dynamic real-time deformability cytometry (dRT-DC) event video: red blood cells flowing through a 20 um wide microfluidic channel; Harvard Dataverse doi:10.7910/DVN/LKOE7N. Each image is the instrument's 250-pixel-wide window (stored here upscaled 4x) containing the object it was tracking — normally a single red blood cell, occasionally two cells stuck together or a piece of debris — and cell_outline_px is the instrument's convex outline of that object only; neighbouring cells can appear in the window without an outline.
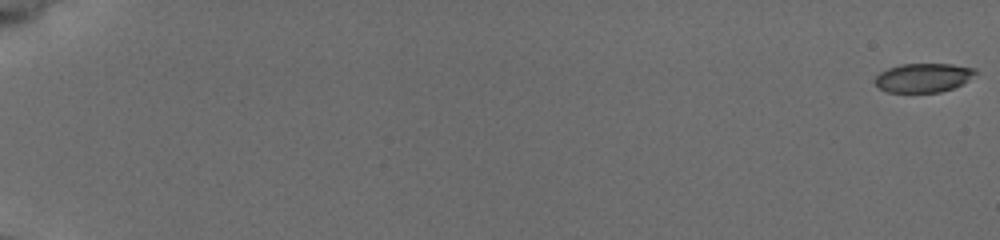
{"species": "common noctule bat (a hibernating species)", "species_latin": "Nyctalus noctula", "temperature_condition": "cold", "stored_images_in_passage": 58, "camera_frame_rate_fps": 3000, "um_per_image_px": 0.085, "animal": {"sex": "female", "body_mass_g": 19.5, "forearm_length_mm": 54.1}, "frame": {"image": 1, "passage_image": 1, "time_ms": 0.0, "image_size_px": [1000, 240], "cell_outline_px": [[976, 72], [960, 84], [952, 88], [940, 92], [888, 92], [880, 88], [872, 80], [880, 72], [888, 68], [900, 64], [952, 64], [976, 68]], "centroid_in_image_um": [78.42, 6.6], "position_along_channel_um": 6.6, "area_um2": 16.76}}
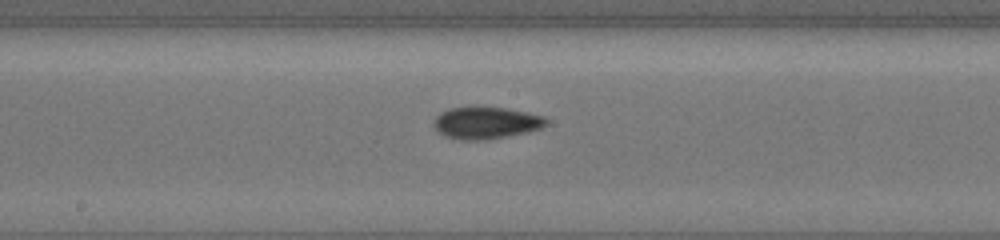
{"frame": {"image": 2, "passage_image": 34, "time_ms": 11.0, "image_size_px": [1000, 240], "cell_outline_px": [[548, 124], [540, 128], [528, 132], [488, 140], [460, 140], [444, 136], [432, 124], [436, 116], [440, 112], [448, 108], [476, 104], [508, 108], [528, 112], [544, 116], [548, 120]], "centroid_in_image_um": [41.3, 10.4], "position_along_channel_um": 206.9, "area_um2": 21.85}}
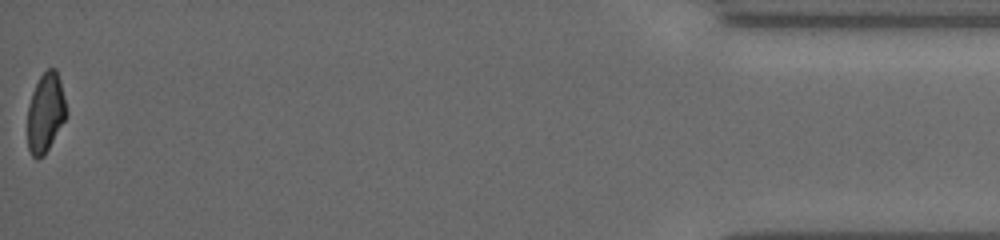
{"frame": {"image": 3, "passage_image": 58, "time_ms": 19.0, "image_size_px": [1000, 240], "cell_outline_px": [[68, 116], [44, 156], [36, 160], [32, 156], [28, 148], [28, 104], [32, 92], [40, 76], [48, 68], [56, 68], [60, 80], [68, 112]], "centroid_in_image_um": [3.89, 9.6], "position_along_channel_um": 431.3, "area_um2": 18.21}, "authors_computed_cell_mechanics": {"area_um2": 19.4497, "velocity_mm_per_s": 3.7842, "shape_relaxation_time_tau1_ms": 3.8139, "shape_relaxation_time_tau2_ms": 4.7712, "deformation_change_tau1": 0.1186, "deformation_change_tau2": 0.0908}}